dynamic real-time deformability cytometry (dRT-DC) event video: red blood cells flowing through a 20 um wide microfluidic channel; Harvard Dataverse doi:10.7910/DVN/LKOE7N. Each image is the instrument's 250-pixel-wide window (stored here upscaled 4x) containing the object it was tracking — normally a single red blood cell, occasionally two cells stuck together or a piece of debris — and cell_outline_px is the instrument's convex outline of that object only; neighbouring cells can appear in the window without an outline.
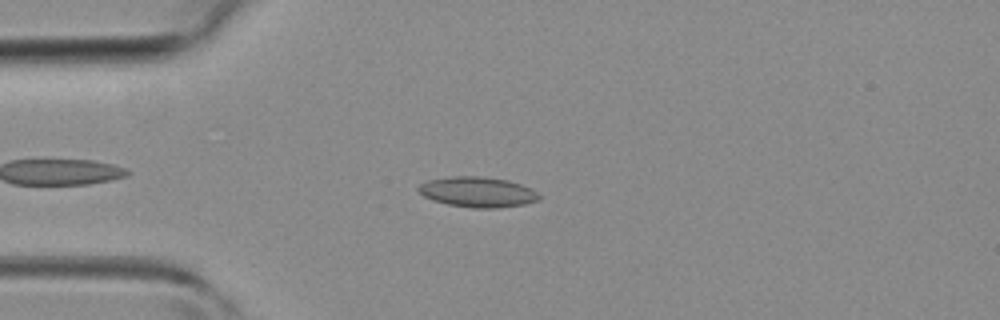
{"species": "common noctule bat (a hibernating species)", "species_latin": "Nyctalus noctula", "temperature_condition": "room temperature", "stored_images_in_passage": 39, "camera_frame_rate_fps": 3000, "um_per_image_px": 0.085, "animal": {"sex": "female", "body_mass_g": 19.3, "forearm_length_mm": 54.1}, "frame": {"image": 1, "passage_image": 6, "time_ms": 1.667, "image_size_px": [1000, 320], "cell_outline_px": [[540, 200], [524, 204], [496, 208], [472, 208], [448, 204], [432, 200], [424, 196], [416, 188], [420, 184], [428, 180], [452, 176], [484, 176], [508, 180], [520, 184], [536, 192], [540, 196]], "centroid_in_image_um": [40.58, 16.32], "position_along_channel_um": 44.4, "area_um2": 21.27}}
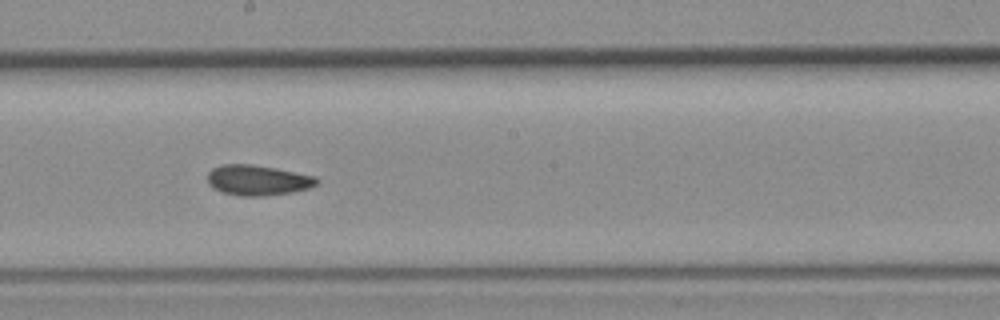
{"frame": {"image": 2, "passage_image": 19, "time_ms": 6.0, "image_size_px": [1000, 320], "cell_outline_px": [[320, 180], [316, 184], [308, 188], [292, 192], [260, 196], [244, 196], [224, 192], [212, 188], [208, 184], [208, 172], [212, 168], [224, 164], [252, 164], [276, 168], [316, 176]], "centroid_in_image_um": [21.91, 15.3], "position_along_channel_um": 226.3, "area_um2": 19.25}}
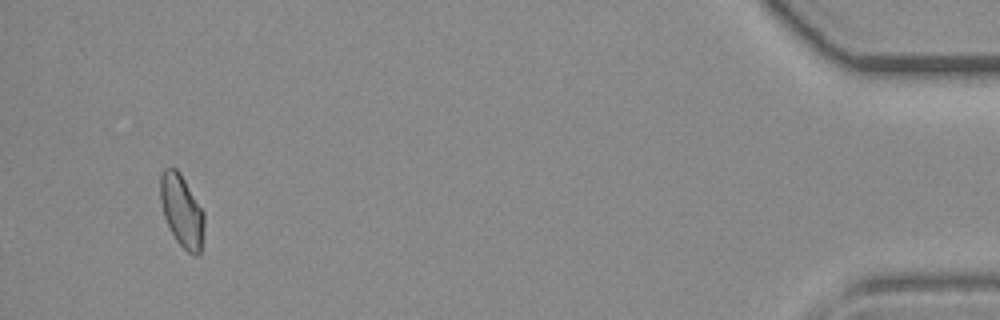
{"frame": {"image": 3, "passage_image": 37, "time_ms": 12.0, "image_size_px": [1000, 320], "cell_outline_px": [[204, 224], [200, 252], [196, 256], [188, 252], [176, 240], [164, 216], [160, 200], [160, 176], [164, 168], [176, 168], [180, 172], [204, 212]], "centroid_in_image_um": [15.44, 17.89], "position_along_channel_um": 419.8, "area_um2": 18.26}}